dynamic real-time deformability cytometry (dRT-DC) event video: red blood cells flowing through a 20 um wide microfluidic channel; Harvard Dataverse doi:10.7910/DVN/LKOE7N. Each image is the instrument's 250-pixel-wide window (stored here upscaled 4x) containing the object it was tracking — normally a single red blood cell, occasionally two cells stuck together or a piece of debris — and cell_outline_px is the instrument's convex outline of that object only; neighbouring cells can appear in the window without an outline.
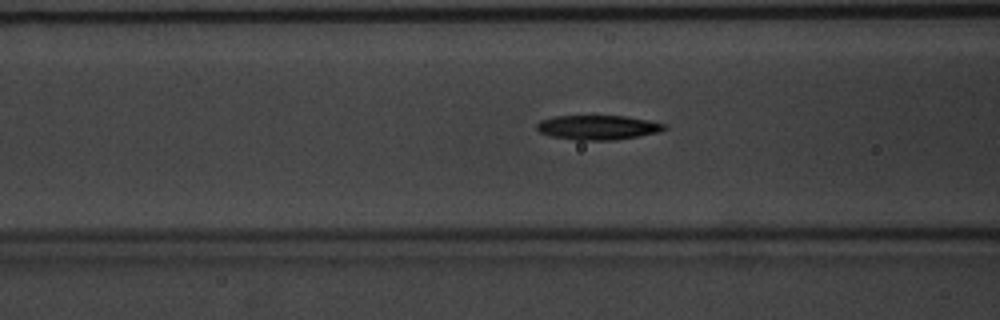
{"species": "common noctule bat (a hibernating species)", "species_latin": "Nyctalus noctula", "temperature_condition": "warm", "stored_images_in_passage": 35, "camera_frame_rate_fps": 3000, "um_per_image_px": 0.085, "animal": {"sex": "male", "body_mass_g": 20.1, "forearm_length_mm": 53.5}, "frame": {"image": 1, "passage_image": 4, "time_ms": 1.0, "image_size_px": [1000, 320], "cell_outline_px": [[668, 128], [660, 132], [640, 136], [616, 140], [576, 140], [548, 136], [540, 132], [536, 128], [536, 124], [540, 120], [552, 116], [624, 116], [648, 120], [668, 124]], "centroid_in_image_um": [50.83, 10.83], "position_along_channel_um": 115.8, "area_um2": 18.5}}
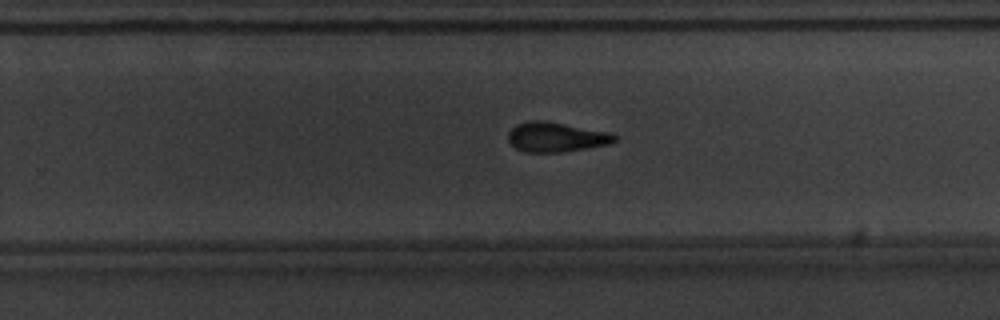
{"frame": {"image": 2, "passage_image": 17, "time_ms": 5.333, "image_size_px": [1000, 320], "cell_outline_px": [[616, 140], [612, 144], [588, 148], [560, 152], [524, 152], [516, 148], [508, 140], [508, 132], [516, 124], [528, 120], [544, 120], [612, 132], [616, 136]], "centroid_in_image_um": [47.29, 11.64], "position_along_channel_um": 282.5, "area_um2": 18.67}}
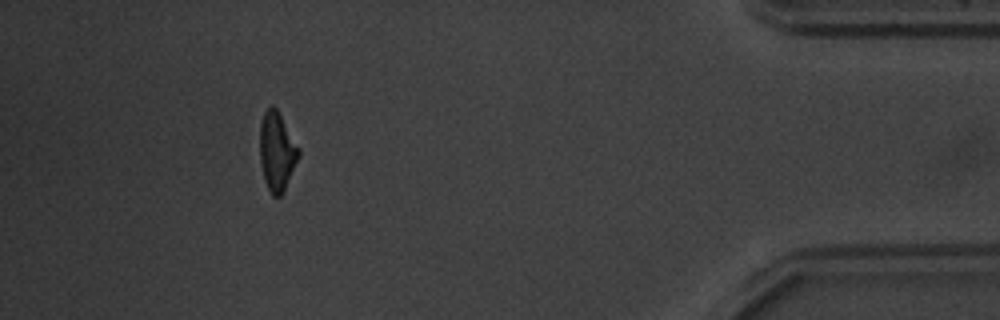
{"frame": {"image": 3, "passage_image": 31, "time_ms": 10.0, "image_size_px": [1000, 320], "cell_outline_px": [[300, 156], [284, 192], [280, 196], [272, 196], [264, 180], [260, 160], [260, 124], [264, 112], [272, 104], [276, 108], [300, 148]], "centroid_in_image_um": [23.55, 12.89], "position_along_channel_um": 411.7, "area_um2": 17.92}}